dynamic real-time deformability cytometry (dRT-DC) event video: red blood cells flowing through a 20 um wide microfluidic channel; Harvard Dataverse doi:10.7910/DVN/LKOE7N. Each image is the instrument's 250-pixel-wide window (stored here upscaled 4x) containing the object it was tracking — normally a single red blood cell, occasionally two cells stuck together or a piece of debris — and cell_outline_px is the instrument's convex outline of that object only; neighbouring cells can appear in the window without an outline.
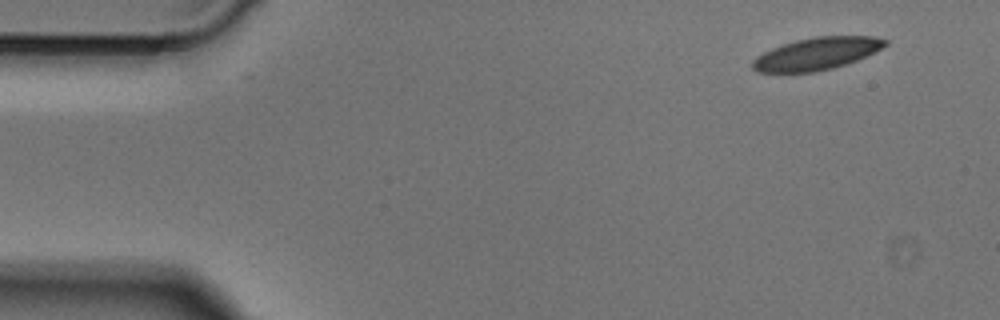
{"species": "Egyptian fruit bat (a non-hibernating species)", "species_latin": "Rousettus aegyptiacus", "temperature_condition": "cold", "stored_images_in_passage": 45, "camera_frame_rate_fps": 3000, "um_per_image_px": 0.085, "animal": {"sex": "male"}, "frame": {"image": 1, "passage_image": 1, "time_ms": 0.0, "image_size_px": [1000, 320], "cell_outline_px": [[888, 44], [856, 60], [832, 68], [816, 72], [756, 72], [752, 68], [752, 60], [756, 56], [772, 48], [796, 40], [816, 36], [872, 36], [888, 40]], "centroid_in_image_um": [69.38, 4.56], "position_along_channel_um": 15.6, "area_um2": 24.68}}
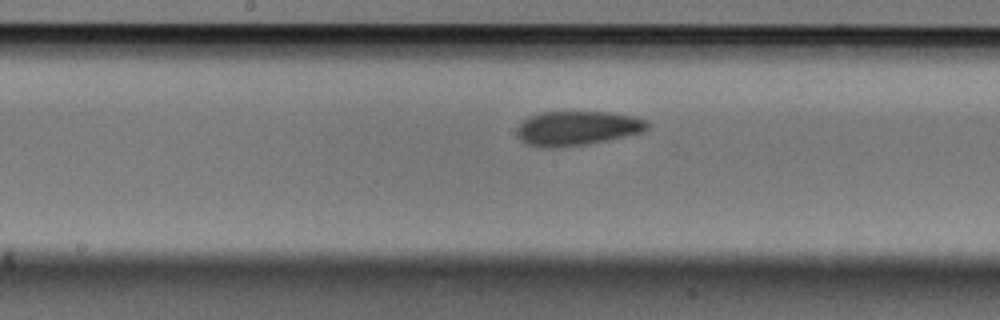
{"frame": {"image": 2, "passage_image": 22, "time_ms": 7.0, "image_size_px": [1000, 320], "cell_outline_px": [[648, 128], [640, 132], [608, 140], [588, 144], [552, 148], [540, 148], [524, 144], [516, 136], [516, 128], [528, 116], [540, 112], [608, 112], [632, 116], [648, 120]], "centroid_in_image_um": [48.99, 10.91], "position_along_channel_um": 199.2, "area_um2": 26.36}}
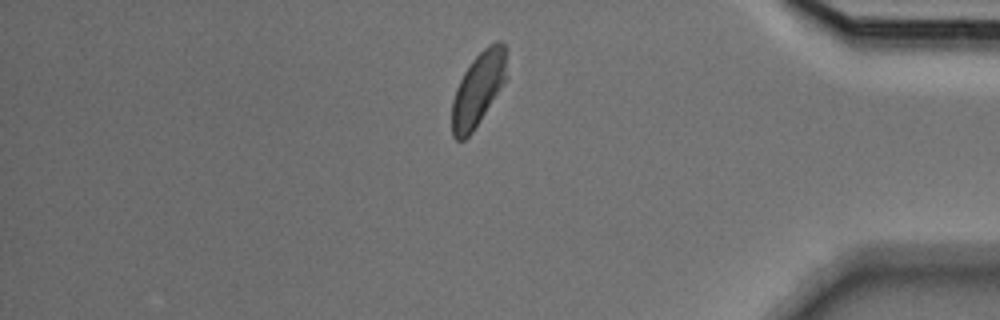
{"frame": {"image": 3, "passage_image": 39, "time_ms": 12.667, "image_size_px": [1000, 320], "cell_outline_px": [[508, 48], [504, 80], [480, 120], [472, 132], [464, 140], [456, 140], [452, 136], [452, 100], [456, 88], [464, 72], [472, 60], [488, 44], [496, 40], [500, 40]], "centroid_in_image_um": [40.63, 7.53], "position_along_channel_um": 394.6, "area_um2": 23.12}}